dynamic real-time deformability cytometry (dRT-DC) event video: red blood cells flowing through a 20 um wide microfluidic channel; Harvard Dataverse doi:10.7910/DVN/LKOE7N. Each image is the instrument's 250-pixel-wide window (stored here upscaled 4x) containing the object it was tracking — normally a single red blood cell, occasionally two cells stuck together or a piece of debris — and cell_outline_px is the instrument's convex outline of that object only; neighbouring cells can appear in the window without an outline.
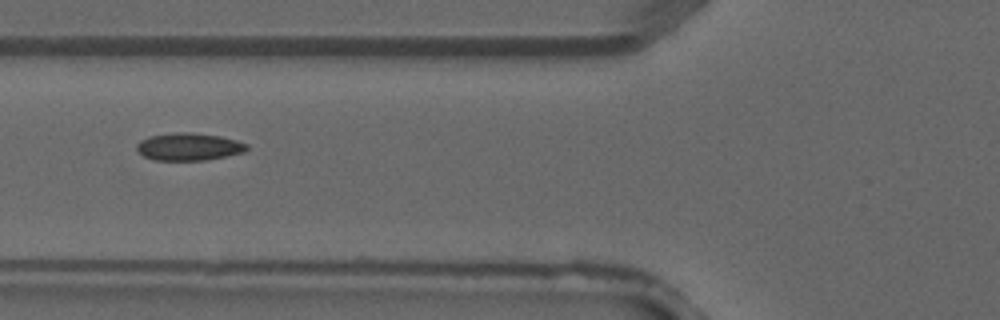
{"species": "common noctule bat (a hibernating species)", "species_latin": "Nyctalus noctula", "temperature_condition": "warm", "stored_images_in_passage": 2, "camera_frame_rate_fps": 3000, "um_per_image_px": 0.085, "animal": {"sex": "male", "forearm_length_mm": 52.5}, "frame": {"image": 1, "passage_image": 2, "time_ms": 0.333, "image_size_px": [1000, 320], "cell_outline_px": [[248, 148], [244, 152], [204, 160], [156, 160], [144, 156], [136, 148], [136, 144], [140, 140], [152, 136], [176, 132], [192, 132], [220, 136], [236, 140], [248, 144]], "centroid_in_image_um": [16.06, 12.46], "position_along_channel_um": 109.7, "area_um2": 17.46}}